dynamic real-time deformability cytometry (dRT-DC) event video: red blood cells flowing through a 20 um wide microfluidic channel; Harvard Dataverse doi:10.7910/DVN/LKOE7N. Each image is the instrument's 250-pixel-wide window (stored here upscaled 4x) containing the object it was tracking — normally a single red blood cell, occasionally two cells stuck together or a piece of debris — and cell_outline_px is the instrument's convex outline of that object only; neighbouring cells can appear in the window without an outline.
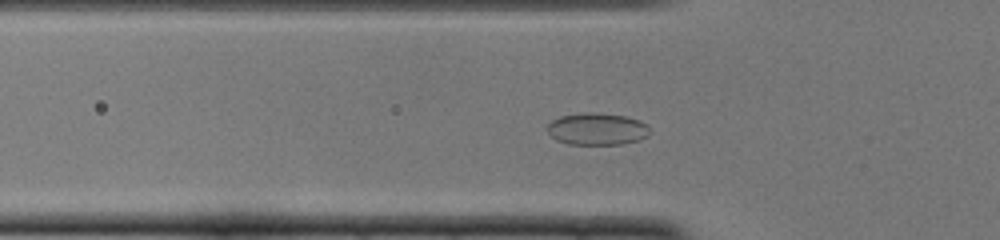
{"species": "common noctule bat (a hibernating species)", "species_latin": "Nyctalus noctula", "temperature_condition": "cold", "stored_images_in_passage": 46, "camera_frame_rate_fps": 3000, "um_per_image_px": 0.085, "animal": {"sex": "female", "body_mass_g": 22.0, "forearm_length_mm": 56.7}, "frame": {"image": 1, "passage_image": 11, "time_ms": 3.333, "image_size_px": [1000, 240], "cell_outline_px": [[648, 136], [640, 140], [620, 144], [568, 144], [556, 140], [548, 132], [548, 124], [552, 120], [560, 116], [584, 112], [596, 112], [628, 116], [640, 120], [648, 124]], "centroid_in_image_um": [50.77, 10.95], "position_along_channel_um": 75.0, "area_um2": 19.31}}
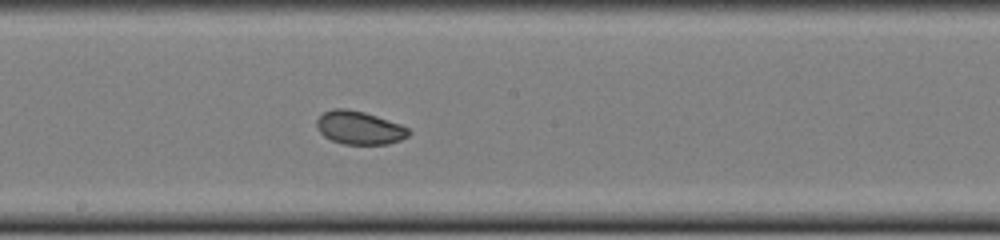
{"frame": {"image": 2, "passage_image": 22, "time_ms": 7.0, "image_size_px": [1000, 240], "cell_outline_px": [[412, 132], [408, 136], [400, 140], [388, 144], [344, 144], [332, 140], [324, 136], [316, 128], [316, 120], [324, 112], [332, 108], [348, 108], [364, 112], [400, 124], [408, 128]], "centroid_in_image_um": [30.53, 10.85], "position_along_channel_um": 217.7, "area_um2": 17.86}}
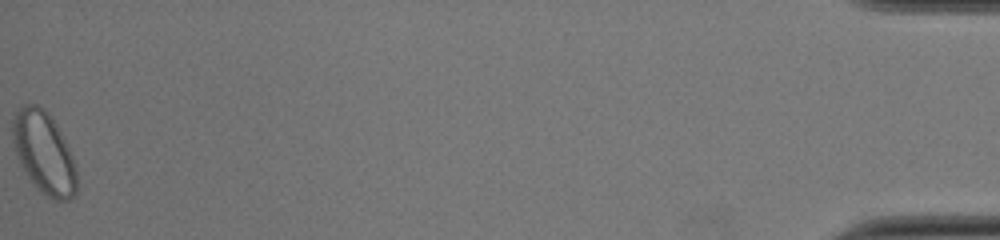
{"frame": {"image": 3, "passage_image": 46, "time_ms": 15.0, "image_size_px": [1000, 240], "cell_outline_px": [[76, 192], [68, 200], [56, 200], [44, 196], [36, 188], [20, 164], [12, 140], [12, 120], [16, 112], [24, 104], [36, 104], [44, 108], [48, 112], [56, 124], [72, 156], [76, 168]], "centroid_in_image_um": [3.72, 12.98], "position_along_channel_um": 431.5, "area_um2": 30.46}, "authors_computed_cell_mechanics": {"area_um2": 19.1029, "velocity_mm_per_s": 3.8865, "shape_relaxation_time_tau1_ms": null, "shape_relaxation_time_tau2_ms": 5.4682, "deformation_change_tau1": null, "deformation_change_tau2": 0.0646}}